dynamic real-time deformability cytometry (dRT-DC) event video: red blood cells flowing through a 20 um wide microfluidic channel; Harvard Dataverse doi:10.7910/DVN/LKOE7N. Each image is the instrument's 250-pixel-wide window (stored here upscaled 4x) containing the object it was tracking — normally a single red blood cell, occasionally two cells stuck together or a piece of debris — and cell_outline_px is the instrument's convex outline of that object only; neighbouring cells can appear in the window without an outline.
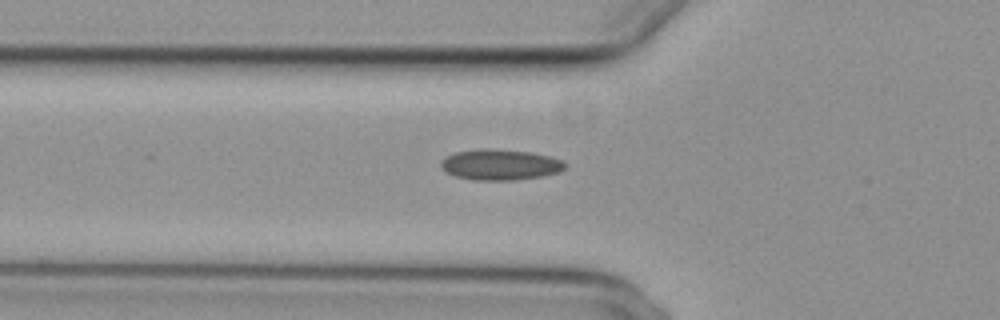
{"species": "common noctule bat (a hibernating species)", "species_latin": "Nyctalus noctula", "temperature_condition": "cold", "stored_images_in_passage": 34, "camera_frame_rate_fps": 3000, "um_per_image_px": 0.085, "animal": {"sex": "female", "body_mass_g": 29.2, "forearm_length_mm": 56.3}, "frame": {"image": 1, "passage_image": 2, "time_ms": 0.333, "image_size_px": [1000, 320], "cell_outline_px": [[568, 164], [560, 172], [544, 176], [516, 180], [472, 180], [456, 176], [440, 168], [440, 160], [456, 152], [484, 148], [488, 148], [532, 152], [548, 156], [560, 160]], "centroid_in_image_um": [42.52, 14.0], "position_along_channel_um": 83.3, "area_um2": 22.31}}
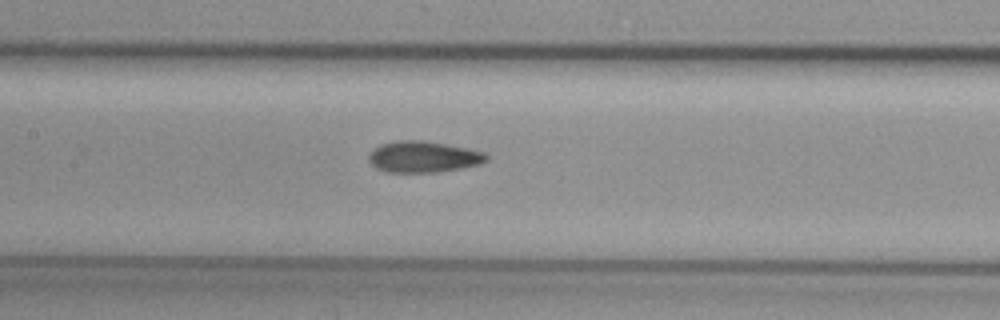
{"frame": {"image": 2, "passage_image": 9, "time_ms": 2.667, "image_size_px": [1000, 320], "cell_outline_px": [[488, 160], [480, 164], [460, 168], [436, 172], [388, 172], [376, 168], [368, 160], [368, 156], [372, 148], [380, 144], [396, 140], [424, 140], [468, 148], [484, 152], [488, 156]], "centroid_in_image_um": [35.96, 13.31], "position_along_channel_um": 171.4, "area_um2": 21.56}}
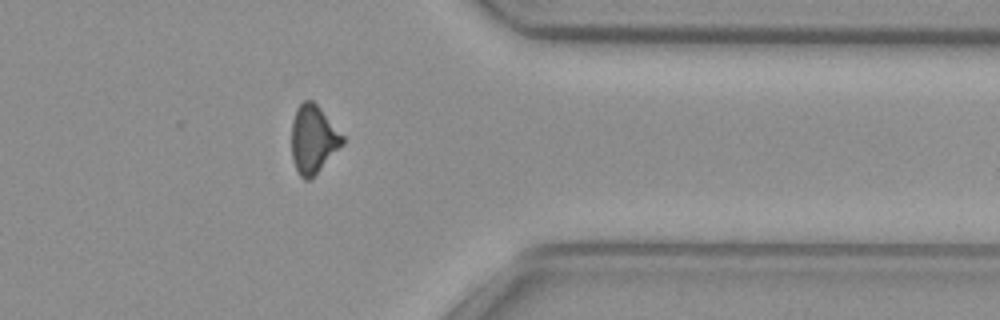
{"frame": {"image": 3, "passage_image": 27, "time_ms": 8.667, "image_size_px": [1000, 320], "cell_outline_px": [[344, 144], [308, 180], [304, 180], [300, 176], [292, 160], [292, 120], [296, 108], [304, 100], [312, 100], [320, 108], [344, 136]], "centroid_in_image_um": [26.61, 11.81], "position_along_channel_um": 384.8, "area_um2": 19.94}}